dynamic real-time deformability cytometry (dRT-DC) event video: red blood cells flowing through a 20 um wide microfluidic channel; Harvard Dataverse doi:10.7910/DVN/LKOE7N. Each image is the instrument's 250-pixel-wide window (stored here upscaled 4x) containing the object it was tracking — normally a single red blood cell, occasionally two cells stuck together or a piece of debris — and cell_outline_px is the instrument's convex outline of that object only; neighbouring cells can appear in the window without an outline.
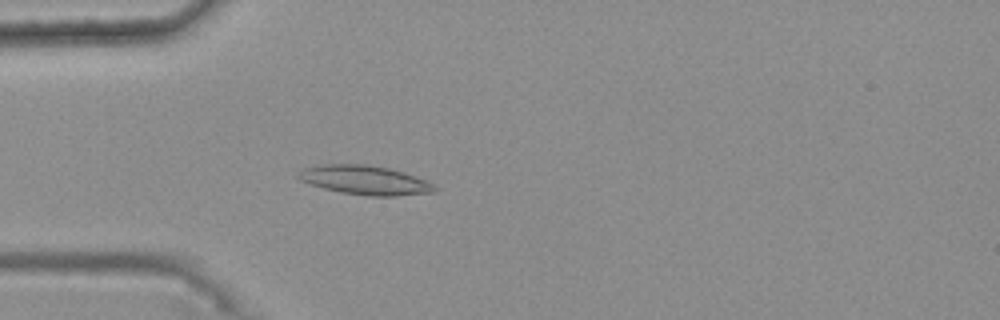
{"species": "common noctule bat (a hibernating species)", "species_latin": "Nyctalus noctula", "temperature_condition": "warm", "stored_images_in_passage": 47, "camera_frame_rate_fps": 3000, "um_per_image_px": 0.085, "animal": {"sex": "female", "body_mass_g": 25.1}, "frame": {"image": 1, "passage_image": 16, "time_ms": 5.0, "image_size_px": [1000, 320], "cell_outline_px": [[436, 192], [396, 196], [368, 196], [340, 192], [324, 188], [300, 180], [296, 176], [300, 168], [320, 164], [368, 164], [388, 168], [404, 172], [424, 180], [432, 184], [436, 188]], "centroid_in_image_um": [30.97, 15.3], "position_along_channel_um": 54.0, "area_um2": 23.18}}
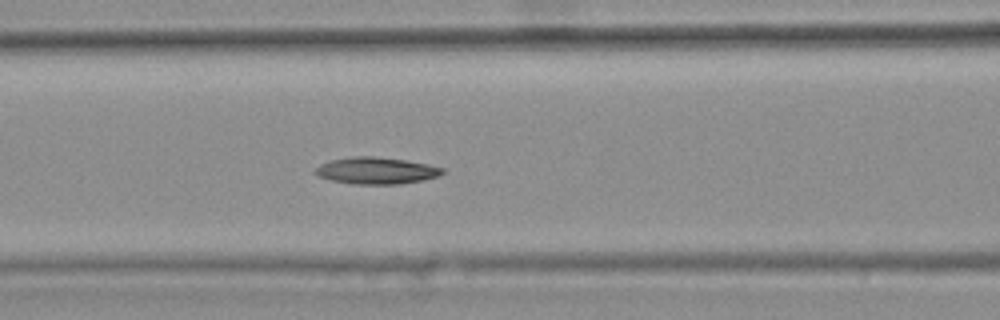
{"frame": {"image": 2, "passage_image": 23, "time_ms": 7.333, "image_size_px": [1000, 320], "cell_outline_px": [[444, 172], [440, 176], [424, 180], [400, 184], [352, 184], [332, 180], [320, 176], [312, 172], [320, 164], [332, 160], [352, 156], [372, 156], [404, 160], [428, 164], [444, 168]], "centroid_in_image_um": [32.01, 14.51], "position_along_channel_um": 134.6, "area_um2": 19.83}}
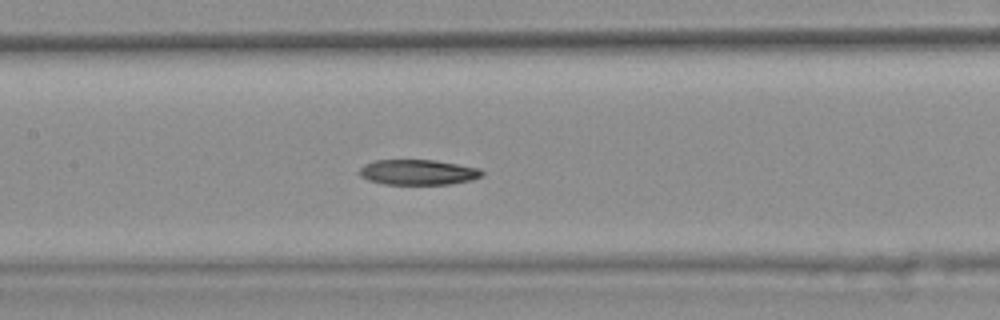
{"frame": {"image": 3, "passage_image": 26, "time_ms": 8.333, "image_size_px": [1000, 320], "cell_outline_px": [[484, 172], [480, 176], [472, 180], [448, 184], [384, 184], [368, 180], [360, 176], [356, 172], [364, 164], [376, 160], [436, 160], [480, 168]], "centroid_in_image_um": [35.5, 14.63], "position_along_channel_um": 171.9, "area_um2": 18.15}}